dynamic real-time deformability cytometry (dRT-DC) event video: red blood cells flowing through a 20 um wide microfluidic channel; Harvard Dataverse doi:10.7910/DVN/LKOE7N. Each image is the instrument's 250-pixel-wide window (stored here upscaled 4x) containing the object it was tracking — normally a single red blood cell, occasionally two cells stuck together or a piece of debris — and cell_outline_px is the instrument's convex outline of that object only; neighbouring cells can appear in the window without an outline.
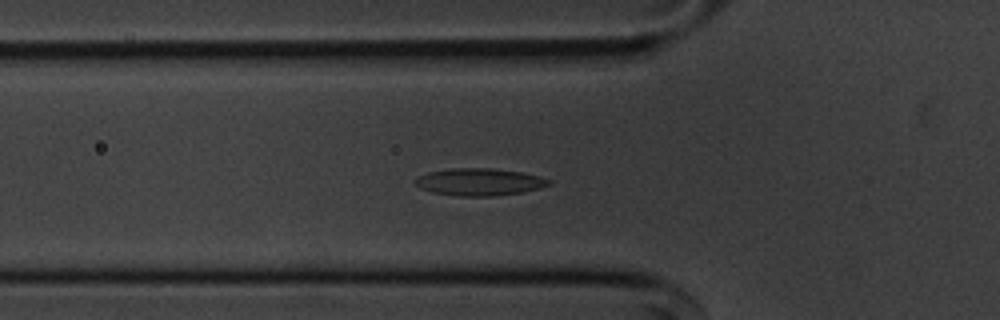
{"species": "common noctule bat (a hibernating species)", "species_latin": "Nyctalus noctula", "temperature_condition": "cold", "stored_images_in_passage": 30, "camera_frame_rate_fps": 3000, "um_per_image_px": 0.085, "animal": {"sex": "male", "body_mass_g": 20.1, "forearm_length_mm": 53.5}, "frame": {"image": 1, "passage_image": 4, "time_ms": 1.0, "image_size_px": [1000, 320], "cell_outline_px": [[552, 184], [540, 188], [520, 192], [492, 196], [456, 196], [432, 192], [420, 188], [416, 184], [416, 176], [428, 172], [452, 168], [492, 168], [520, 172], [552, 180]], "centroid_in_image_um": [40.72, 15.46], "position_along_channel_um": 85.1, "area_um2": 21.1}}
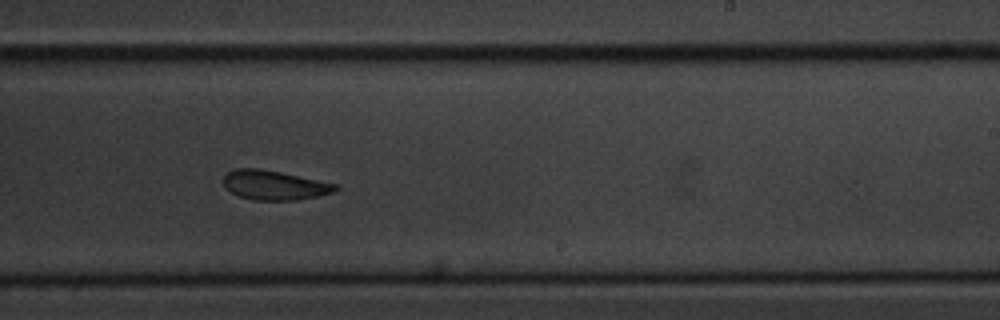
{"frame": {"image": 2, "passage_image": 19, "time_ms": 6.0, "image_size_px": [1000, 320], "cell_outline_px": [[340, 188], [336, 192], [296, 200], [252, 200], [240, 196], [232, 192], [224, 184], [224, 176], [228, 172], [236, 168], [260, 168], [280, 172], [336, 184]], "centroid_in_image_um": [23.34, 15.74], "position_along_channel_um": 265.7, "area_um2": 19.02}}
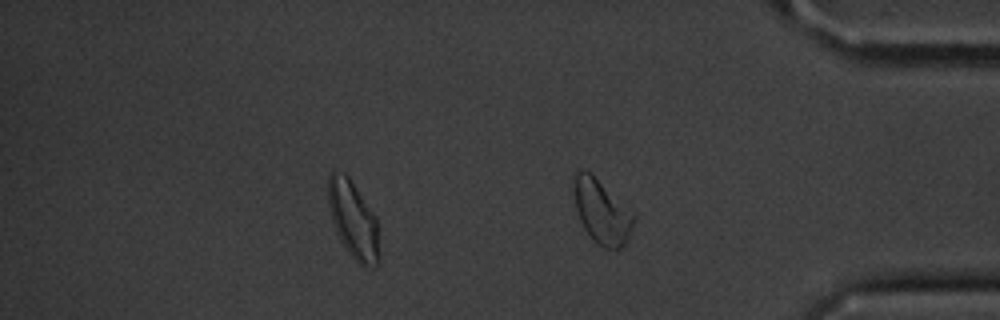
{"frame": {"image": 3, "passage_image": 30, "time_ms": 9.667, "image_size_px": [1000, 320], "cell_outline_px": [[636, 220], [624, 244], [620, 248], [604, 248], [592, 240], [584, 228], [580, 220], [576, 208], [576, 172], [588, 172], [636, 212]], "centroid_in_image_um": [51.23, 18.06], "position_along_channel_um": 384.0, "area_um2": 21.73}, "authors_computed_cell_mechanics": {"area_um2": 20.519, "velocity_mm_per_s": 3.6032, "shape_relaxation_time_tau1_ms": 4.3424, "shape_relaxation_time_tau2_ms": 3.6332, "deformation_change_tau1": 0.1025, "deformation_change_tau2": 0.104}}